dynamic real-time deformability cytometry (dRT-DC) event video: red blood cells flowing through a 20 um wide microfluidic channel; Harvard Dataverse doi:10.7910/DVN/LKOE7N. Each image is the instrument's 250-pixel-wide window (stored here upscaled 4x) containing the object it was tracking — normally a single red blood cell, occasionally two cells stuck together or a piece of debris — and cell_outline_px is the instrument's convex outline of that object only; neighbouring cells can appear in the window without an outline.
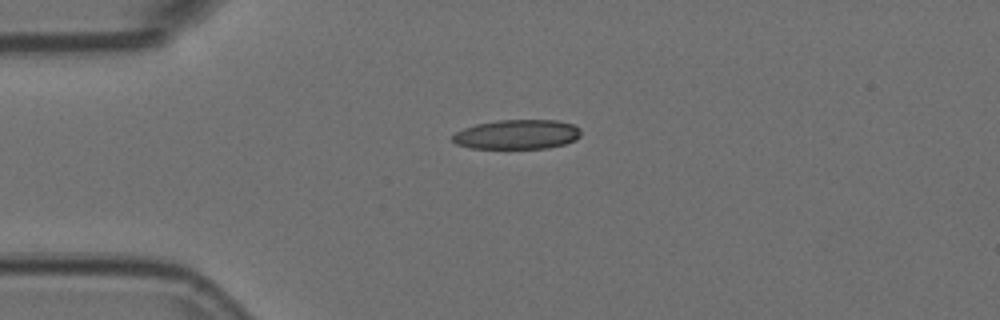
{"species": "Egyptian fruit bat (a non-hibernating species)", "species_latin": "Rousettus aegyptiacus", "temperature_condition": "room temperature", "stored_images_in_passage": 12, "camera_frame_rate_fps": 3000, "um_per_image_px": 0.085, "animal": {"sex": "female"}, "frame": {"image": 1, "passage_image": 1, "time_ms": 0.0, "image_size_px": [1000, 320], "cell_outline_px": [[580, 136], [576, 140], [564, 144], [548, 148], [472, 148], [456, 144], [452, 140], [452, 136], [456, 132], [464, 128], [476, 124], [500, 120], [556, 120], [572, 124], [580, 128]], "centroid_in_image_um": [43.97, 11.42], "position_along_channel_um": 41.0, "area_um2": 22.02}}
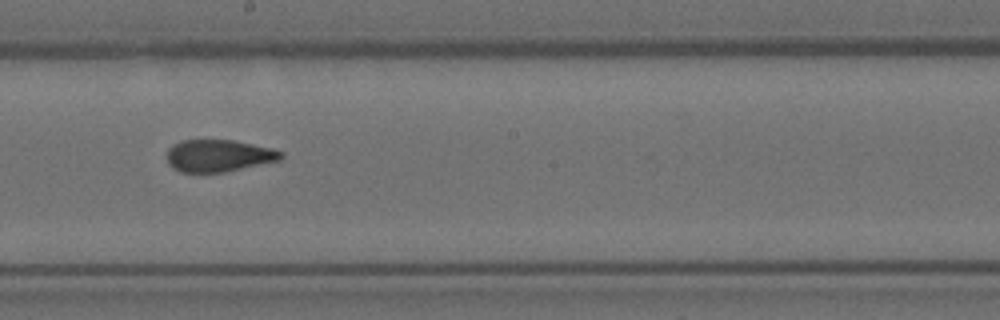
{"frame": {"image": 2, "passage_image": 6, "time_ms": 1.667, "image_size_px": [1000, 320], "cell_outline_px": [[284, 156], [280, 160], [224, 172], [180, 172], [172, 168], [168, 164], [168, 148], [172, 144], [180, 140], [232, 140], [272, 148], [284, 152]], "centroid_in_image_um": [18.57, 13.23], "position_along_channel_um": 229.6, "area_um2": 21.39}}
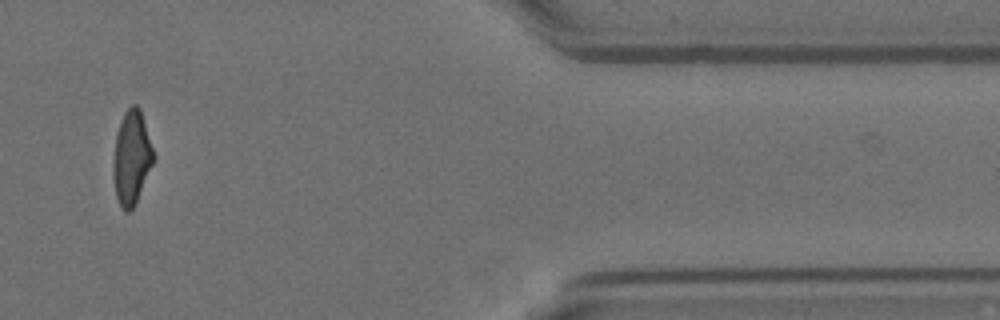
{"frame": {"image": 3, "passage_image": 10, "time_ms": 3.0, "image_size_px": [1000, 320], "cell_outline_px": [[152, 164], [136, 204], [128, 212], [124, 212], [120, 208], [116, 196], [112, 172], [112, 160], [116, 136], [124, 112], [132, 104], [136, 104], [140, 108], [152, 148]], "centroid_in_image_um": [11.14, 13.44], "position_along_channel_um": 400.3, "area_um2": 21.79}}